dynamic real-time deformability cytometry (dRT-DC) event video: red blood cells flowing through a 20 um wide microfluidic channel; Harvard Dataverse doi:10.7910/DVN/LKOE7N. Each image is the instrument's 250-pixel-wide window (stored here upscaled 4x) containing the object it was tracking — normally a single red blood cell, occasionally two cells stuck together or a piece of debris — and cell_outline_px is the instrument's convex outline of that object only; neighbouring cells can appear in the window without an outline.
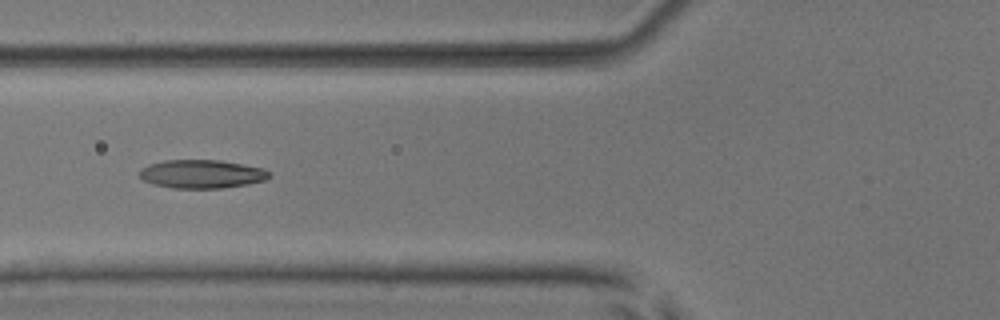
{"species": "common noctule bat (a hibernating species)", "species_latin": "Nyctalus noctula", "temperature_condition": "room temperature", "stored_images_in_passage": 6, "camera_frame_rate_fps": 3000, "um_per_image_px": 0.085, "animal": {"sex": "male", "body_mass_g": 17.9, "forearm_length_mm": 54.2}, "frame": {"image": 1, "passage_image": 6, "time_ms": 5.667, "image_size_px": [1000, 320], "cell_outline_px": [[272, 176], [264, 180], [248, 184], [220, 188], [172, 188], [152, 184], [144, 180], [140, 176], [140, 168], [148, 164], [164, 160], [220, 160], [264, 168], [272, 172]], "centroid_in_image_um": [17.16, 14.78], "position_along_channel_um": 108.6, "area_um2": 21.68}}